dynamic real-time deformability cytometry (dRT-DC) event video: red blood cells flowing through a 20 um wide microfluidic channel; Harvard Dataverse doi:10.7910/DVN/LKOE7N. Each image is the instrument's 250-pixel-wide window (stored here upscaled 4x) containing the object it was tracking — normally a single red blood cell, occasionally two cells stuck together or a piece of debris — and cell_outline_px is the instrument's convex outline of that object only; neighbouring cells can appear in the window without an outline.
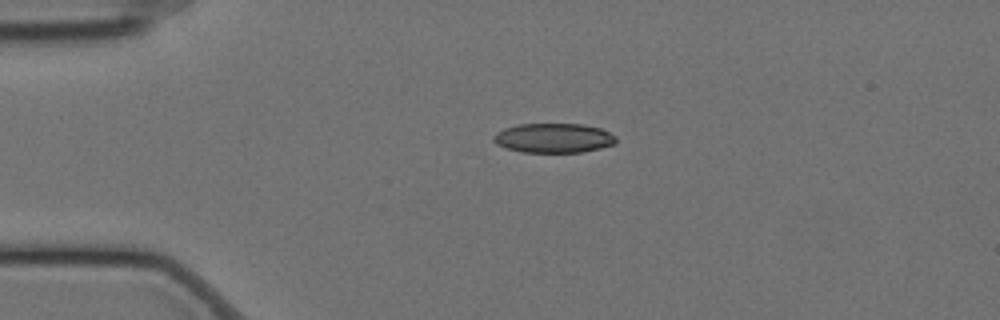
{"species": "Egyptian fruit bat (a non-hibernating species)", "species_latin": "Rousettus aegyptiacus", "temperature_condition": "cold", "stored_images_in_passage": 19, "camera_frame_rate_fps": 3000, "um_per_image_px": 0.085, "animal": {"sex": "female"}, "frame": {"image": 1, "passage_image": 1, "time_ms": 0.0, "image_size_px": [1000, 320], "cell_outline_px": [[616, 140], [612, 144], [600, 148], [580, 152], [524, 152], [508, 148], [496, 144], [492, 140], [492, 136], [496, 132], [504, 128], [516, 124], [584, 124], [600, 128], [616, 136]], "centroid_in_image_um": [47.02, 11.72], "position_along_channel_um": 38.0, "area_um2": 20.98}}
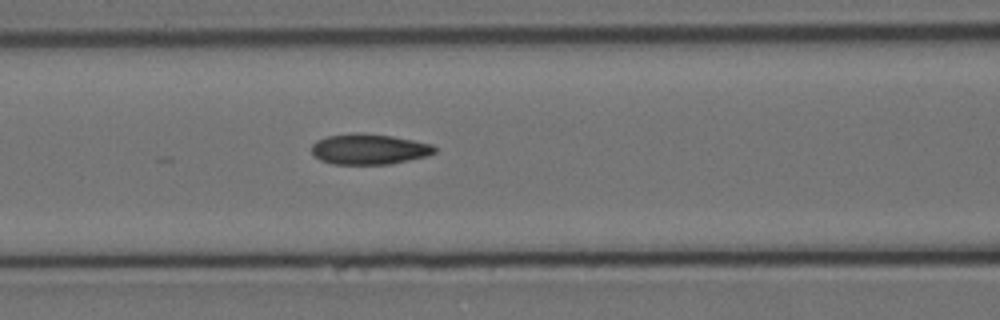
{"frame": {"image": 2, "passage_image": 12, "time_ms": 3.667, "image_size_px": [1000, 320], "cell_outline_px": [[436, 152], [428, 156], [388, 164], [332, 164], [320, 160], [312, 152], [312, 144], [316, 140], [328, 136], [352, 132], [360, 132], [392, 136], [432, 144], [436, 148]], "centroid_in_image_um": [31.36, 12.67], "position_along_channel_um": 135.2, "area_um2": 21.96}}
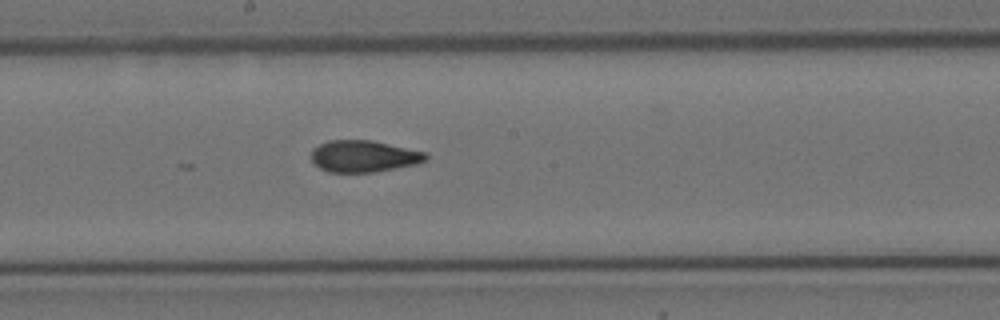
{"frame": {"image": 3, "passage_image": 19, "time_ms": 6.0, "image_size_px": [1000, 320], "cell_outline_px": [[428, 160], [416, 164], [396, 168], [372, 172], [328, 172], [320, 168], [312, 160], [312, 148], [328, 140], [372, 140], [428, 152]], "centroid_in_image_um": [30.95, 13.27], "position_along_channel_um": 217.2, "area_um2": 21.27}}